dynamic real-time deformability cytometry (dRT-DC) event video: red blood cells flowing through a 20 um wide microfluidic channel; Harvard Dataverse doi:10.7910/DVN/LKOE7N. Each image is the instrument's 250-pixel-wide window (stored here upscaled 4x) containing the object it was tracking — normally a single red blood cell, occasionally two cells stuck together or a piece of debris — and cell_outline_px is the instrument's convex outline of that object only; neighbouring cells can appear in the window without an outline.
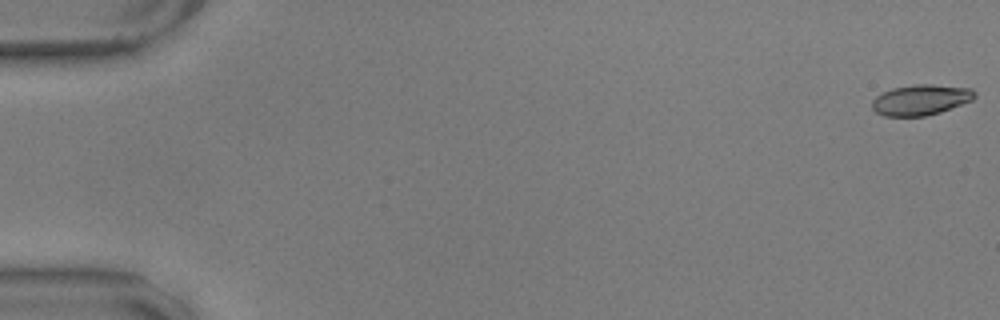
{"species": "common noctule bat (a hibernating species)", "species_latin": "Nyctalus noctula", "temperature_condition": "warm", "stored_images_in_passage": 8, "camera_frame_rate_fps": 3000, "um_per_image_px": 0.085, "animal": {"sex": "male", "body_mass_g": 17.9, "forearm_length_mm": 54.2}, "frame": {"image": 1, "passage_image": 1, "time_ms": 0.0, "image_size_px": [1000, 320], "cell_outline_px": [[976, 96], [972, 100], [940, 112], [924, 116], [884, 116], [876, 112], [872, 108], [872, 100], [876, 96], [892, 88], [916, 84], [932, 84], [972, 88], [976, 92]], "centroid_in_image_um": [78.27, 8.48], "position_along_channel_um": 6.7, "area_um2": 18.26}}